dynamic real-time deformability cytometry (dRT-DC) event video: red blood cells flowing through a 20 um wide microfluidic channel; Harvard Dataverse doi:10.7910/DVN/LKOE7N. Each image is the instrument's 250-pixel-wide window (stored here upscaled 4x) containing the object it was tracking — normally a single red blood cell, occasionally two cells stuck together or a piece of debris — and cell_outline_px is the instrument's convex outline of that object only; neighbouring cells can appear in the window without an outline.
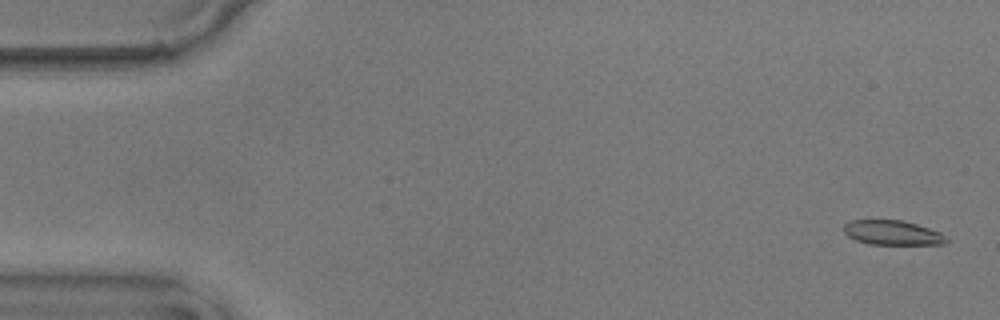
{"species": "common noctule bat (a hibernating species)", "species_latin": "Nyctalus noctula", "temperature_condition": "warm", "stored_images_in_passage": 56, "camera_frame_rate_fps": 3000, "um_per_image_px": 0.085, "animal": {"sex": "male", "body_mass_g": 17.9}, "frame": {"image": 1, "passage_image": 2, "time_ms": 0.333, "image_size_px": [1000, 320], "cell_outline_px": [[948, 240], [944, 244], [868, 244], [856, 240], [848, 236], [844, 232], [844, 224], [852, 220], [900, 220], [916, 224], [940, 232]], "centroid_in_image_um": [75.83, 19.78], "position_along_channel_um": 9.2, "area_um2": 14.51}}
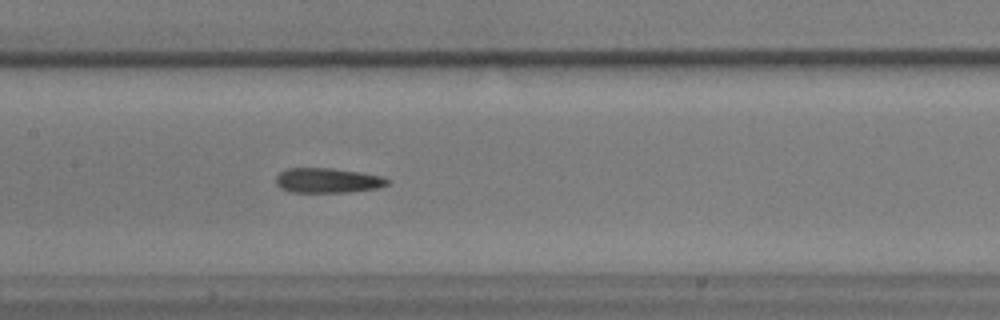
{"frame": {"image": 2, "passage_image": 27, "time_ms": 8.667, "image_size_px": [1000, 320], "cell_outline_px": [[388, 184], [380, 188], [348, 192], [292, 192], [280, 188], [276, 184], [276, 176], [280, 172], [288, 168], [332, 168], [360, 172], [384, 176], [388, 180]], "centroid_in_image_um": [27.86, 15.34], "position_along_channel_um": 179.5, "area_um2": 16.24}}
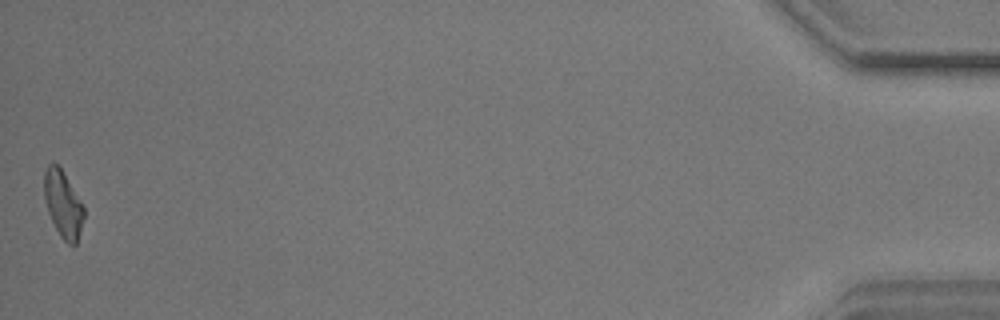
{"frame": {"image": 3, "passage_image": 56, "time_ms": 18.333, "image_size_px": [1000, 320], "cell_outline_px": [[84, 216], [76, 244], [68, 244], [60, 236], [48, 212], [44, 196], [44, 172], [48, 164], [56, 164], [60, 168], [84, 204]], "centroid_in_image_um": [5.36, 17.35], "position_along_channel_um": 429.8, "area_um2": 15.2}, "authors_computed_cell_mechanics": {"area_um2": 16.2129, "velocity_mm_per_s": 3.5838, "shape_relaxation_time_tau1_ms": null, "shape_relaxation_time_tau2_ms": 5.0516, "deformation_change_tau1": null, "deformation_change_tau2": 0.1529}}